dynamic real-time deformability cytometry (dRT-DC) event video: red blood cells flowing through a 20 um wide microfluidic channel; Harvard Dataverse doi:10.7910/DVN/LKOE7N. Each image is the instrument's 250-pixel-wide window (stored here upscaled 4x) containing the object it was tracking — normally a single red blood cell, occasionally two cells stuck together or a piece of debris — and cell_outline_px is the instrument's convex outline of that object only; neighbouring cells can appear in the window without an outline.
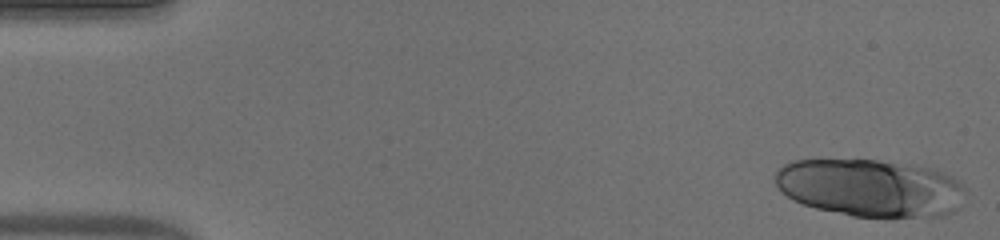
{"species": "human", "species_latin": "Homo sapiens", "temperature_condition": "warm", "stored_images_in_passage": 50, "segment_of_instrument_passage": [1, 2], "camera_frame_rate_fps": 3000, "um_per_image_px": 0.085, "donor": {"sex": "male"}, "frame": {"image": 1, "passage_image": 1, "time_ms": 0.0, "image_size_px": [1000, 240], "cell_outline_px": [[968, 192], [960, 208], [952, 212], [940, 216], [852, 216], [816, 208], [804, 204], [788, 196], [776, 184], [776, 172], [784, 164], [792, 160], [876, 160], [908, 164], [936, 168], [952, 176], [968, 188]], "centroid_in_image_um": [74.08, 15.96], "position_along_channel_um": 10.9, "area_um2": 64.04}}